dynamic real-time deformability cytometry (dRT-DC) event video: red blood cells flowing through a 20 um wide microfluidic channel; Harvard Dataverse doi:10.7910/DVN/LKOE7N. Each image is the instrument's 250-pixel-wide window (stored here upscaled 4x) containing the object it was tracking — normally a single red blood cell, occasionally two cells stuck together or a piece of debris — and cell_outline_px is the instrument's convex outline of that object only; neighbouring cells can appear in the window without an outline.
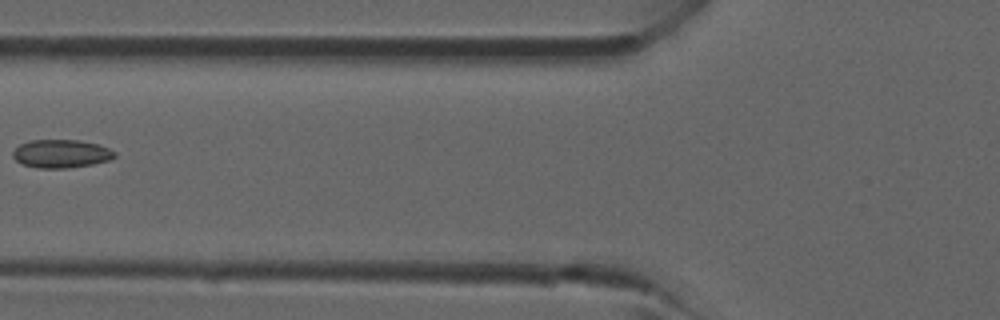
{"species": "common noctule bat (a hibernating species)", "species_latin": "Nyctalus noctula", "temperature_condition": "room temperature", "stored_images_in_passage": 4, "camera_frame_rate_fps": 3000, "um_per_image_px": 0.085, "animal": {"sex": "male", "forearm_length_mm": 52.5}, "frame": {"image": 1, "passage_image": 4, "time_ms": 4.333, "image_size_px": [1000, 320], "cell_outline_px": [[116, 156], [108, 160], [92, 164], [68, 168], [36, 168], [20, 164], [12, 156], [12, 152], [20, 144], [28, 140], [80, 140], [96, 144], [108, 148], [116, 152]], "centroid_in_image_um": [5.16, 13.07], "position_along_channel_um": 120.6, "area_um2": 16.82}}